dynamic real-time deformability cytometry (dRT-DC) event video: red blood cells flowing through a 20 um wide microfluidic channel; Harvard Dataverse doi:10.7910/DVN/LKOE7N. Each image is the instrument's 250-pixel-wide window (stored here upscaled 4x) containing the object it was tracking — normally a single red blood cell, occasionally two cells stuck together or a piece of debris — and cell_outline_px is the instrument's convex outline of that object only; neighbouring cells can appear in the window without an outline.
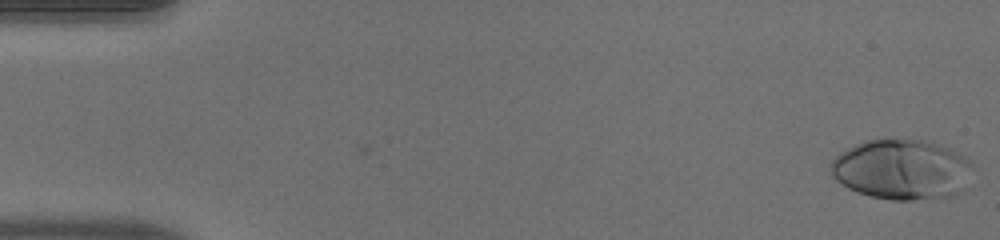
{"species": "human", "species_latin": "Homo sapiens", "temperature_condition": "warm", "stored_images_in_passage": 51, "camera_frame_rate_fps": 3000, "um_per_image_px": 0.085, "donor": {"sex": "male"}, "frame": {"image": 1, "passage_image": 1, "time_ms": 0.0, "image_size_px": [1000, 240], "cell_outline_px": [[972, 164], [964, 192], [952, 196], [912, 200], [892, 200], [872, 196], [848, 188], [836, 180], [828, 172], [828, 164], [840, 152], [864, 140], [924, 140], [948, 148], [964, 156]], "centroid_in_image_um": [76.62, 14.42], "position_along_channel_um": 8.4, "area_um2": 49.77}}
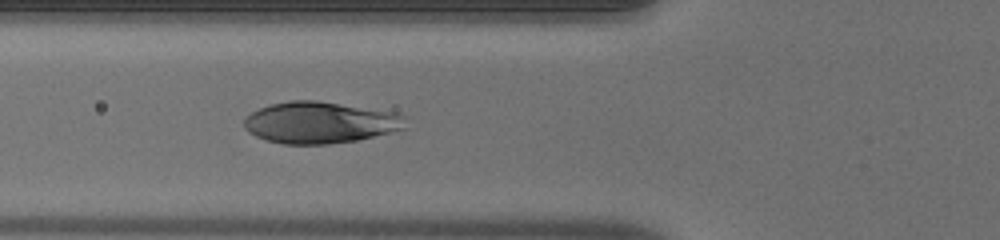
{"frame": {"image": 2, "passage_image": 19, "time_ms": 6.0, "image_size_px": [1000, 240], "cell_outline_px": [[408, 128], [360, 140], [328, 144], [284, 144], [268, 140], [256, 136], [248, 132], [244, 128], [244, 116], [268, 104], [288, 100], [316, 100], [400, 112], [408, 116]], "centroid_in_image_um": [27.29, 10.4], "position_along_channel_um": 98.5, "area_um2": 40.0}}
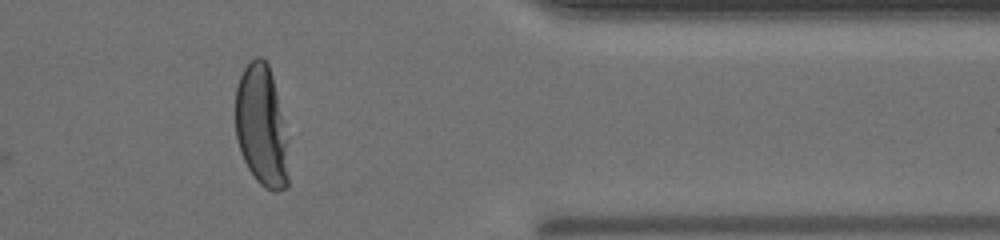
{"frame": {"image": 3, "passage_image": 42, "time_ms": 13.667, "image_size_px": [1000, 240], "cell_outline_px": [[288, 188], [276, 192], [272, 192], [264, 188], [256, 180], [248, 168], [240, 152], [236, 140], [236, 88], [240, 76], [244, 68], [256, 56], [260, 56], [268, 64], [272, 76], [284, 120], [288, 136]], "centroid_in_image_um": [22.25, 10.78], "position_along_channel_um": 389.1, "area_um2": 38.03}, "authors_computed_cell_mechanics": {"area_um2": 40.9224, "velocity_mm_per_s": 4.0142, "shape_relaxation_time_tau1_ms": 3.1681, "shape_relaxation_time_tau2_ms": null, "deformation_change_tau1": 0.2107, "deformation_change_tau2": null}}